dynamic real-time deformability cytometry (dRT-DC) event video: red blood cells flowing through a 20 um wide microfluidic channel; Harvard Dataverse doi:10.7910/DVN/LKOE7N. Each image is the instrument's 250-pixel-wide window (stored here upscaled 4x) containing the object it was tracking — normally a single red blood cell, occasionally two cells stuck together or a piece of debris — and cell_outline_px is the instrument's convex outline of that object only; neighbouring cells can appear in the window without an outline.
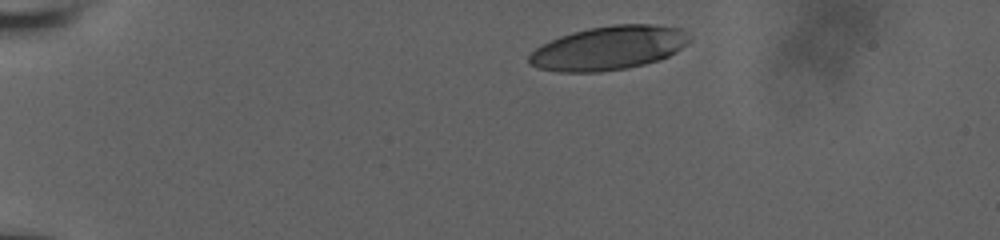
{"species": "human", "species_latin": "Homo sapiens", "temperature_condition": "room temperature", "stored_images_in_passage": 38, "camera_frame_rate_fps": 3000, "um_per_image_px": 0.085, "donor": {"sex": "male"}, "frame": {"image": 1, "passage_image": 1, "time_ms": 0.0, "image_size_px": [1000, 240], "cell_outline_px": [[692, 40], [688, 44], [676, 52], [660, 60], [628, 68], [600, 72], [556, 72], [536, 68], [528, 64], [528, 56], [536, 48], [560, 36], [572, 32], [588, 28], [612, 24], [652, 24], [684, 28], [692, 36]], "centroid_in_image_um": [51.79, 4.08], "position_along_channel_um": 33.2, "area_um2": 41.62}}
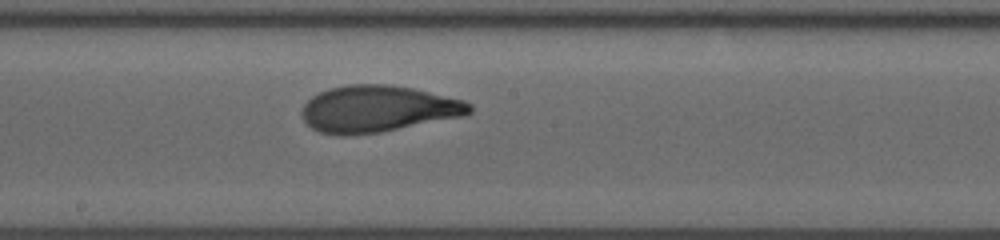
{"frame": {"image": 2, "passage_image": 22, "time_ms": 7.0, "image_size_px": [1000, 240], "cell_outline_px": [[472, 112], [464, 116], [380, 132], [344, 136], [340, 136], [320, 132], [312, 128], [304, 120], [300, 112], [304, 104], [312, 96], [328, 88], [348, 84], [384, 84], [412, 88], [464, 100], [472, 104]], "centroid_in_image_um": [32.1, 9.25], "position_along_channel_um": 216.1, "area_um2": 45.6}}
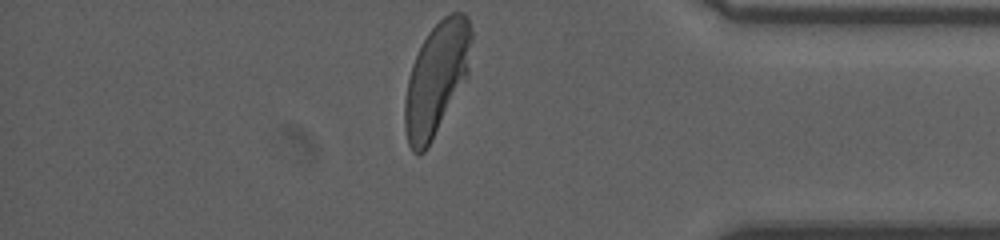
{"frame": {"image": 3, "passage_image": 38, "time_ms": 12.333, "image_size_px": [1000, 240], "cell_outline_px": [[472, 40], [468, 76], [432, 140], [424, 152], [416, 156], [412, 152], [408, 144], [404, 128], [404, 100], [408, 76], [412, 64], [428, 32], [444, 16], [452, 12], [464, 12], [468, 16], [472, 32]], "centroid_in_image_um": [37.1, 6.7], "position_along_channel_um": 398.1, "area_um2": 43.93}, "authors_computed_cell_mechanics": {"area_um2": 44.4193, "velocity_mm_per_s": 3.7973, "shape_relaxation_time_tau1_ms": 5.2792, "shape_relaxation_time_tau2_ms": 0.8989, "deformation_change_tau1": 0.2246, "deformation_change_tau2": 0.0724}}